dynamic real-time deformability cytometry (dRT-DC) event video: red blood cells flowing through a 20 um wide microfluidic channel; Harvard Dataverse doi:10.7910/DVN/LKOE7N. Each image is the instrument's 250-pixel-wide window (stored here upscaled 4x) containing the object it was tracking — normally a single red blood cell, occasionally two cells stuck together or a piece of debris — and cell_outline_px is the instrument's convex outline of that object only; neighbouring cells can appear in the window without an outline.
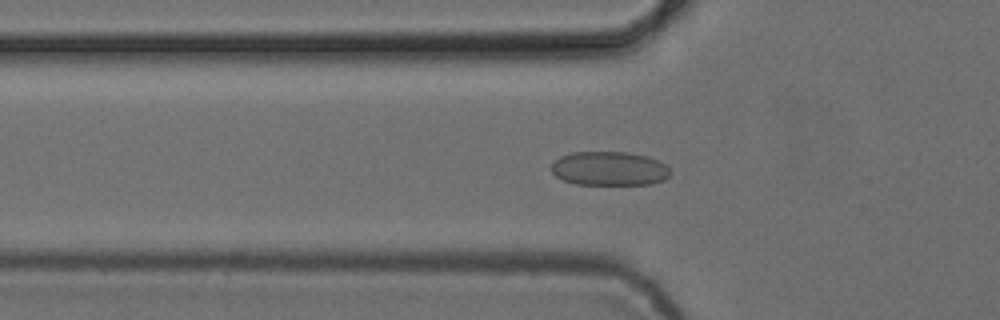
{"species": "common noctule bat (a hibernating species)", "species_latin": "Nyctalus noctula", "temperature_condition": "cold", "stored_images_in_passage": 34, "camera_frame_rate_fps": 3000, "um_per_image_px": 0.085, "animal": {"sex": "female", "body_mass_g": 24.6, "forearm_length_mm": 56.2}, "frame": {"image": 1, "passage_image": 9, "time_ms": 2.667, "image_size_px": [1000, 320], "cell_outline_px": [[672, 172], [664, 180], [652, 184], [576, 184], [564, 180], [556, 176], [552, 172], [552, 160], [560, 156], [572, 152], [628, 152], [648, 156], [668, 164]], "centroid_in_image_um": [51.83, 14.32], "position_along_channel_um": 74.0, "area_um2": 23.87}}
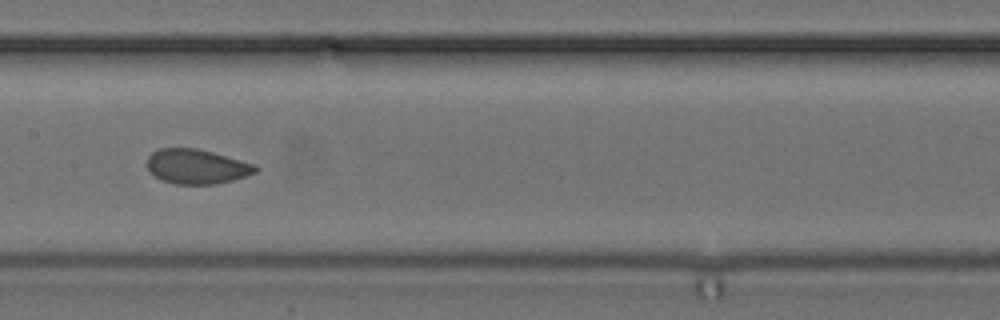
{"frame": {"image": 2, "passage_image": 18, "time_ms": 5.667, "image_size_px": [1000, 320], "cell_outline_px": [[260, 168], [256, 172], [232, 180], [216, 184], [176, 184], [164, 180], [148, 172], [148, 156], [152, 152], [160, 148], [196, 148], [212, 152], [256, 164]], "centroid_in_image_um": [16.73, 14.15], "position_along_channel_um": 190.7, "area_um2": 21.79}}
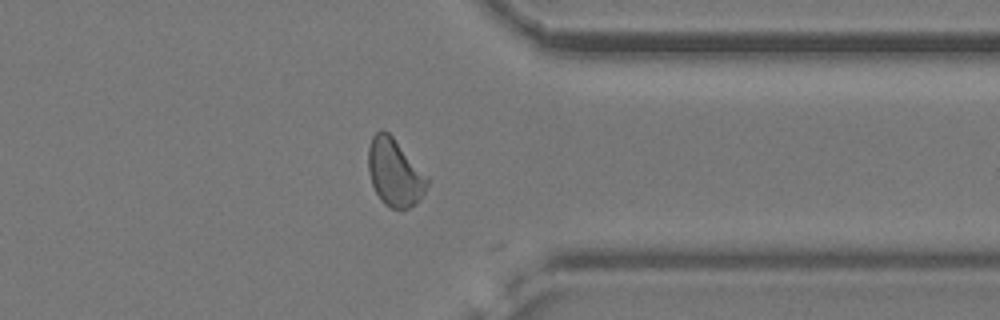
{"frame": {"image": 3, "passage_image": 33, "time_ms": 10.667, "image_size_px": [1000, 320], "cell_outline_px": [[428, 184], [424, 196], [416, 204], [408, 208], [392, 208], [384, 204], [380, 200], [372, 184], [368, 172], [368, 148], [372, 136], [380, 128], [384, 128], [392, 136], [428, 176]], "centroid_in_image_um": [33.55, 14.66], "position_along_channel_um": 377.9, "area_um2": 23.35}}